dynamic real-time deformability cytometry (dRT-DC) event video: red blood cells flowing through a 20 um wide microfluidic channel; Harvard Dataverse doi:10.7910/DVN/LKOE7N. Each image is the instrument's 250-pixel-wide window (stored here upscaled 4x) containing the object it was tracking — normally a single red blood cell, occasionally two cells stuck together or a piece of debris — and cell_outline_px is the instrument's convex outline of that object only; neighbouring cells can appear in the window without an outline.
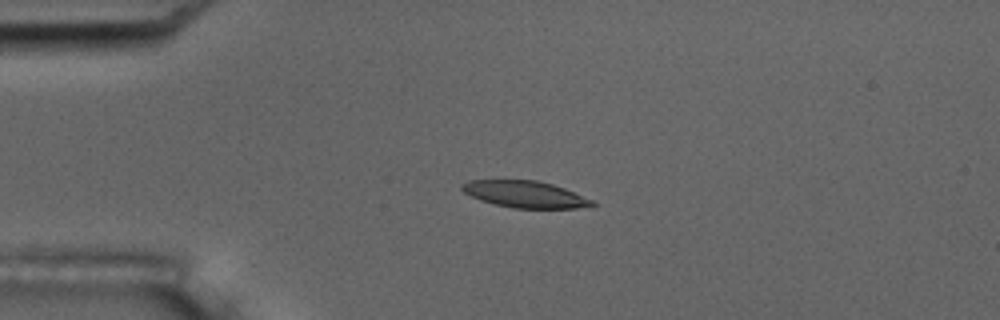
{"species": "common noctule bat (a hibernating species)", "species_latin": "Nyctalus noctula", "temperature_condition": "room temperature", "stored_images_in_passage": 5, "camera_frame_rate_fps": 3000, "um_per_image_px": 0.085, "animal": {"sex": "male", "body_mass_g": 17.5, "forearm_length_mm": 52.3}, "frame": {"image": 1, "passage_image": 4, "time_ms": 3.667, "image_size_px": [1000, 320], "cell_outline_px": [[596, 204], [576, 208], [512, 208], [492, 204], [480, 200], [464, 192], [460, 188], [460, 184], [468, 180], [536, 180], [552, 184], [564, 188], [592, 200]], "centroid_in_image_um": [44.56, 16.51], "position_along_channel_um": 40.4, "area_um2": 20.17}}